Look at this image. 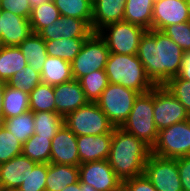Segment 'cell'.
<instances>
[{
  "mask_svg": "<svg viewBox=\"0 0 190 191\" xmlns=\"http://www.w3.org/2000/svg\"><path fill=\"white\" fill-rule=\"evenodd\" d=\"M122 186L127 191H157L144 174L122 181Z\"/></svg>",
  "mask_w": 190,
  "mask_h": 191,
  "instance_id": "60d3db41",
  "label": "cell"
},
{
  "mask_svg": "<svg viewBox=\"0 0 190 191\" xmlns=\"http://www.w3.org/2000/svg\"><path fill=\"white\" fill-rule=\"evenodd\" d=\"M60 16V12L56 8L53 0H49L43 3L41 6L33 8L29 18L32 32L39 33L49 24L56 22Z\"/></svg>",
  "mask_w": 190,
  "mask_h": 191,
  "instance_id": "1f68e13d",
  "label": "cell"
},
{
  "mask_svg": "<svg viewBox=\"0 0 190 191\" xmlns=\"http://www.w3.org/2000/svg\"><path fill=\"white\" fill-rule=\"evenodd\" d=\"M73 79L70 62L58 57L47 56L41 71L42 83L56 86Z\"/></svg>",
  "mask_w": 190,
  "mask_h": 191,
  "instance_id": "7402d4cb",
  "label": "cell"
},
{
  "mask_svg": "<svg viewBox=\"0 0 190 191\" xmlns=\"http://www.w3.org/2000/svg\"><path fill=\"white\" fill-rule=\"evenodd\" d=\"M152 154L163 158H179L190 155V124L188 120L175 123L158 131Z\"/></svg>",
  "mask_w": 190,
  "mask_h": 191,
  "instance_id": "ba28073f",
  "label": "cell"
},
{
  "mask_svg": "<svg viewBox=\"0 0 190 191\" xmlns=\"http://www.w3.org/2000/svg\"><path fill=\"white\" fill-rule=\"evenodd\" d=\"M89 102H96L103 90L109 85L105 70H96L78 80Z\"/></svg>",
  "mask_w": 190,
  "mask_h": 191,
  "instance_id": "836d02e7",
  "label": "cell"
},
{
  "mask_svg": "<svg viewBox=\"0 0 190 191\" xmlns=\"http://www.w3.org/2000/svg\"><path fill=\"white\" fill-rule=\"evenodd\" d=\"M116 191H127L123 186H121L118 190Z\"/></svg>",
  "mask_w": 190,
  "mask_h": 191,
  "instance_id": "816d5d0a",
  "label": "cell"
},
{
  "mask_svg": "<svg viewBox=\"0 0 190 191\" xmlns=\"http://www.w3.org/2000/svg\"><path fill=\"white\" fill-rule=\"evenodd\" d=\"M29 107L32 112H55V96L52 85L40 83L29 93Z\"/></svg>",
  "mask_w": 190,
  "mask_h": 191,
  "instance_id": "4dcf8cb0",
  "label": "cell"
},
{
  "mask_svg": "<svg viewBox=\"0 0 190 191\" xmlns=\"http://www.w3.org/2000/svg\"><path fill=\"white\" fill-rule=\"evenodd\" d=\"M93 33L92 28L81 19L60 16V18L43 28L38 34L44 41L88 38Z\"/></svg>",
  "mask_w": 190,
  "mask_h": 191,
  "instance_id": "9a60e30c",
  "label": "cell"
},
{
  "mask_svg": "<svg viewBox=\"0 0 190 191\" xmlns=\"http://www.w3.org/2000/svg\"><path fill=\"white\" fill-rule=\"evenodd\" d=\"M21 142L2 124L0 125V164L22 154Z\"/></svg>",
  "mask_w": 190,
  "mask_h": 191,
  "instance_id": "d590c367",
  "label": "cell"
},
{
  "mask_svg": "<svg viewBox=\"0 0 190 191\" xmlns=\"http://www.w3.org/2000/svg\"><path fill=\"white\" fill-rule=\"evenodd\" d=\"M63 124L64 117L55 112H34V133L38 136L53 139Z\"/></svg>",
  "mask_w": 190,
  "mask_h": 191,
  "instance_id": "d6a6232c",
  "label": "cell"
},
{
  "mask_svg": "<svg viewBox=\"0 0 190 191\" xmlns=\"http://www.w3.org/2000/svg\"><path fill=\"white\" fill-rule=\"evenodd\" d=\"M152 0H126L123 21L152 29Z\"/></svg>",
  "mask_w": 190,
  "mask_h": 191,
  "instance_id": "cb8c5ba5",
  "label": "cell"
},
{
  "mask_svg": "<svg viewBox=\"0 0 190 191\" xmlns=\"http://www.w3.org/2000/svg\"><path fill=\"white\" fill-rule=\"evenodd\" d=\"M18 47L27 65L41 73L48 56L45 41L41 36L38 33H31Z\"/></svg>",
  "mask_w": 190,
  "mask_h": 191,
  "instance_id": "603a6c76",
  "label": "cell"
},
{
  "mask_svg": "<svg viewBox=\"0 0 190 191\" xmlns=\"http://www.w3.org/2000/svg\"><path fill=\"white\" fill-rule=\"evenodd\" d=\"M2 125L24 144L34 134V112L3 119Z\"/></svg>",
  "mask_w": 190,
  "mask_h": 191,
  "instance_id": "f1b7e54d",
  "label": "cell"
},
{
  "mask_svg": "<svg viewBox=\"0 0 190 191\" xmlns=\"http://www.w3.org/2000/svg\"><path fill=\"white\" fill-rule=\"evenodd\" d=\"M144 175L157 191H183L177 158H163L151 153L145 164Z\"/></svg>",
  "mask_w": 190,
  "mask_h": 191,
  "instance_id": "30bf717a",
  "label": "cell"
},
{
  "mask_svg": "<svg viewBox=\"0 0 190 191\" xmlns=\"http://www.w3.org/2000/svg\"><path fill=\"white\" fill-rule=\"evenodd\" d=\"M79 182V167L49 163L45 191H61L68 185Z\"/></svg>",
  "mask_w": 190,
  "mask_h": 191,
  "instance_id": "44dd1931",
  "label": "cell"
},
{
  "mask_svg": "<svg viewBox=\"0 0 190 191\" xmlns=\"http://www.w3.org/2000/svg\"><path fill=\"white\" fill-rule=\"evenodd\" d=\"M163 86L180 101L190 114V81L176 76L169 79Z\"/></svg>",
  "mask_w": 190,
  "mask_h": 191,
  "instance_id": "8d00e7d4",
  "label": "cell"
},
{
  "mask_svg": "<svg viewBox=\"0 0 190 191\" xmlns=\"http://www.w3.org/2000/svg\"><path fill=\"white\" fill-rule=\"evenodd\" d=\"M61 16L84 20L91 27L93 5L88 0H53Z\"/></svg>",
  "mask_w": 190,
  "mask_h": 191,
  "instance_id": "f546056e",
  "label": "cell"
},
{
  "mask_svg": "<svg viewBox=\"0 0 190 191\" xmlns=\"http://www.w3.org/2000/svg\"><path fill=\"white\" fill-rule=\"evenodd\" d=\"M2 46H19L32 32L29 19L2 10Z\"/></svg>",
  "mask_w": 190,
  "mask_h": 191,
  "instance_id": "ffe728a7",
  "label": "cell"
},
{
  "mask_svg": "<svg viewBox=\"0 0 190 191\" xmlns=\"http://www.w3.org/2000/svg\"><path fill=\"white\" fill-rule=\"evenodd\" d=\"M30 111L29 94L6 84L3 92L4 119L15 117Z\"/></svg>",
  "mask_w": 190,
  "mask_h": 191,
  "instance_id": "484cf974",
  "label": "cell"
},
{
  "mask_svg": "<svg viewBox=\"0 0 190 191\" xmlns=\"http://www.w3.org/2000/svg\"><path fill=\"white\" fill-rule=\"evenodd\" d=\"M47 163H37L21 186L22 191H45Z\"/></svg>",
  "mask_w": 190,
  "mask_h": 191,
  "instance_id": "74e56055",
  "label": "cell"
},
{
  "mask_svg": "<svg viewBox=\"0 0 190 191\" xmlns=\"http://www.w3.org/2000/svg\"><path fill=\"white\" fill-rule=\"evenodd\" d=\"M55 96V113L65 117L67 114L86 105L89 101L78 80L53 86Z\"/></svg>",
  "mask_w": 190,
  "mask_h": 191,
  "instance_id": "2e32d148",
  "label": "cell"
},
{
  "mask_svg": "<svg viewBox=\"0 0 190 191\" xmlns=\"http://www.w3.org/2000/svg\"><path fill=\"white\" fill-rule=\"evenodd\" d=\"M36 164L23 154L0 164V187L19 188Z\"/></svg>",
  "mask_w": 190,
  "mask_h": 191,
  "instance_id": "ac0fdd59",
  "label": "cell"
},
{
  "mask_svg": "<svg viewBox=\"0 0 190 191\" xmlns=\"http://www.w3.org/2000/svg\"><path fill=\"white\" fill-rule=\"evenodd\" d=\"M105 72L109 83L120 84L140 94L149 92L156 86L147 76L137 55L109 53Z\"/></svg>",
  "mask_w": 190,
  "mask_h": 191,
  "instance_id": "3957f363",
  "label": "cell"
},
{
  "mask_svg": "<svg viewBox=\"0 0 190 191\" xmlns=\"http://www.w3.org/2000/svg\"><path fill=\"white\" fill-rule=\"evenodd\" d=\"M184 51L160 30H147L140 40L137 56L147 76L156 86H163L178 76Z\"/></svg>",
  "mask_w": 190,
  "mask_h": 191,
  "instance_id": "6da1fadb",
  "label": "cell"
},
{
  "mask_svg": "<svg viewBox=\"0 0 190 191\" xmlns=\"http://www.w3.org/2000/svg\"><path fill=\"white\" fill-rule=\"evenodd\" d=\"M50 163L80 165L77 136L64 124L51 141Z\"/></svg>",
  "mask_w": 190,
  "mask_h": 191,
  "instance_id": "5bb4252c",
  "label": "cell"
},
{
  "mask_svg": "<svg viewBox=\"0 0 190 191\" xmlns=\"http://www.w3.org/2000/svg\"><path fill=\"white\" fill-rule=\"evenodd\" d=\"M139 94L120 84L109 83L96 103L114 127H121L128 118Z\"/></svg>",
  "mask_w": 190,
  "mask_h": 191,
  "instance_id": "52a82bcc",
  "label": "cell"
},
{
  "mask_svg": "<svg viewBox=\"0 0 190 191\" xmlns=\"http://www.w3.org/2000/svg\"><path fill=\"white\" fill-rule=\"evenodd\" d=\"M178 77L190 81V51L183 53L181 69Z\"/></svg>",
  "mask_w": 190,
  "mask_h": 191,
  "instance_id": "7bdbcfd3",
  "label": "cell"
},
{
  "mask_svg": "<svg viewBox=\"0 0 190 191\" xmlns=\"http://www.w3.org/2000/svg\"><path fill=\"white\" fill-rule=\"evenodd\" d=\"M0 9L27 19L32 11L29 0H0Z\"/></svg>",
  "mask_w": 190,
  "mask_h": 191,
  "instance_id": "ab89813d",
  "label": "cell"
},
{
  "mask_svg": "<svg viewBox=\"0 0 190 191\" xmlns=\"http://www.w3.org/2000/svg\"><path fill=\"white\" fill-rule=\"evenodd\" d=\"M109 53L105 41L98 33H92L71 62L73 78L79 80L96 70H105Z\"/></svg>",
  "mask_w": 190,
  "mask_h": 191,
  "instance_id": "9c48e42d",
  "label": "cell"
},
{
  "mask_svg": "<svg viewBox=\"0 0 190 191\" xmlns=\"http://www.w3.org/2000/svg\"><path fill=\"white\" fill-rule=\"evenodd\" d=\"M0 191H8V189H6L4 187H0Z\"/></svg>",
  "mask_w": 190,
  "mask_h": 191,
  "instance_id": "f5cc1de1",
  "label": "cell"
},
{
  "mask_svg": "<svg viewBox=\"0 0 190 191\" xmlns=\"http://www.w3.org/2000/svg\"><path fill=\"white\" fill-rule=\"evenodd\" d=\"M8 191H22L21 188H12V189H8Z\"/></svg>",
  "mask_w": 190,
  "mask_h": 191,
  "instance_id": "f907efd6",
  "label": "cell"
},
{
  "mask_svg": "<svg viewBox=\"0 0 190 191\" xmlns=\"http://www.w3.org/2000/svg\"><path fill=\"white\" fill-rule=\"evenodd\" d=\"M186 4H187L188 12L190 15V0H186Z\"/></svg>",
  "mask_w": 190,
  "mask_h": 191,
  "instance_id": "681fc988",
  "label": "cell"
},
{
  "mask_svg": "<svg viewBox=\"0 0 190 191\" xmlns=\"http://www.w3.org/2000/svg\"><path fill=\"white\" fill-rule=\"evenodd\" d=\"M113 132L100 135L77 136L80 164L107 160Z\"/></svg>",
  "mask_w": 190,
  "mask_h": 191,
  "instance_id": "e0dca14e",
  "label": "cell"
},
{
  "mask_svg": "<svg viewBox=\"0 0 190 191\" xmlns=\"http://www.w3.org/2000/svg\"><path fill=\"white\" fill-rule=\"evenodd\" d=\"M61 191H83V189H81V182L79 181L77 183L66 186Z\"/></svg>",
  "mask_w": 190,
  "mask_h": 191,
  "instance_id": "f6af8a7d",
  "label": "cell"
},
{
  "mask_svg": "<svg viewBox=\"0 0 190 191\" xmlns=\"http://www.w3.org/2000/svg\"><path fill=\"white\" fill-rule=\"evenodd\" d=\"M40 83H42L41 73L35 71L29 65L20 72L15 73L7 82L8 85L23 90L28 94Z\"/></svg>",
  "mask_w": 190,
  "mask_h": 191,
  "instance_id": "e575fe53",
  "label": "cell"
},
{
  "mask_svg": "<svg viewBox=\"0 0 190 191\" xmlns=\"http://www.w3.org/2000/svg\"><path fill=\"white\" fill-rule=\"evenodd\" d=\"M87 38H69L45 41L47 55L72 62L79 54Z\"/></svg>",
  "mask_w": 190,
  "mask_h": 191,
  "instance_id": "4316f807",
  "label": "cell"
},
{
  "mask_svg": "<svg viewBox=\"0 0 190 191\" xmlns=\"http://www.w3.org/2000/svg\"><path fill=\"white\" fill-rule=\"evenodd\" d=\"M78 167L79 181L90 184L97 191H116L122 186V180L107 160L87 162Z\"/></svg>",
  "mask_w": 190,
  "mask_h": 191,
  "instance_id": "7c38bea8",
  "label": "cell"
},
{
  "mask_svg": "<svg viewBox=\"0 0 190 191\" xmlns=\"http://www.w3.org/2000/svg\"><path fill=\"white\" fill-rule=\"evenodd\" d=\"M153 115L158 131L175 123L188 120L190 114L164 86L154 87Z\"/></svg>",
  "mask_w": 190,
  "mask_h": 191,
  "instance_id": "8fae6325",
  "label": "cell"
},
{
  "mask_svg": "<svg viewBox=\"0 0 190 191\" xmlns=\"http://www.w3.org/2000/svg\"><path fill=\"white\" fill-rule=\"evenodd\" d=\"M184 52L190 51V21L168 25L163 30Z\"/></svg>",
  "mask_w": 190,
  "mask_h": 191,
  "instance_id": "f35d334b",
  "label": "cell"
},
{
  "mask_svg": "<svg viewBox=\"0 0 190 191\" xmlns=\"http://www.w3.org/2000/svg\"><path fill=\"white\" fill-rule=\"evenodd\" d=\"M146 31L139 25L120 21L103 27L97 33L110 53L137 55L140 40Z\"/></svg>",
  "mask_w": 190,
  "mask_h": 191,
  "instance_id": "8992f818",
  "label": "cell"
},
{
  "mask_svg": "<svg viewBox=\"0 0 190 191\" xmlns=\"http://www.w3.org/2000/svg\"><path fill=\"white\" fill-rule=\"evenodd\" d=\"M189 21L186 0H160L154 3L152 29L162 31L168 25Z\"/></svg>",
  "mask_w": 190,
  "mask_h": 191,
  "instance_id": "4fadbf2b",
  "label": "cell"
},
{
  "mask_svg": "<svg viewBox=\"0 0 190 191\" xmlns=\"http://www.w3.org/2000/svg\"><path fill=\"white\" fill-rule=\"evenodd\" d=\"M88 1L93 5L94 0H88Z\"/></svg>",
  "mask_w": 190,
  "mask_h": 191,
  "instance_id": "db71d44e",
  "label": "cell"
},
{
  "mask_svg": "<svg viewBox=\"0 0 190 191\" xmlns=\"http://www.w3.org/2000/svg\"><path fill=\"white\" fill-rule=\"evenodd\" d=\"M6 82L0 81V125L3 122L4 114H3V92L6 87Z\"/></svg>",
  "mask_w": 190,
  "mask_h": 191,
  "instance_id": "ee69618b",
  "label": "cell"
},
{
  "mask_svg": "<svg viewBox=\"0 0 190 191\" xmlns=\"http://www.w3.org/2000/svg\"><path fill=\"white\" fill-rule=\"evenodd\" d=\"M51 137L33 134L22 146V154L36 163H50Z\"/></svg>",
  "mask_w": 190,
  "mask_h": 191,
  "instance_id": "83f0119b",
  "label": "cell"
},
{
  "mask_svg": "<svg viewBox=\"0 0 190 191\" xmlns=\"http://www.w3.org/2000/svg\"><path fill=\"white\" fill-rule=\"evenodd\" d=\"M153 108L154 88L149 92L138 95L128 118L121 126L123 130L142 140L151 149L156 143L158 136Z\"/></svg>",
  "mask_w": 190,
  "mask_h": 191,
  "instance_id": "277c9868",
  "label": "cell"
},
{
  "mask_svg": "<svg viewBox=\"0 0 190 191\" xmlns=\"http://www.w3.org/2000/svg\"><path fill=\"white\" fill-rule=\"evenodd\" d=\"M64 125L76 136L107 134L115 128L96 102H88L67 114Z\"/></svg>",
  "mask_w": 190,
  "mask_h": 191,
  "instance_id": "5b68a950",
  "label": "cell"
},
{
  "mask_svg": "<svg viewBox=\"0 0 190 191\" xmlns=\"http://www.w3.org/2000/svg\"><path fill=\"white\" fill-rule=\"evenodd\" d=\"M81 189H83V191H97L90 184H84V183H81Z\"/></svg>",
  "mask_w": 190,
  "mask_h": 191,
  "instance_id": "7dc6e473",
  "label": "cell"
},
{
  "mask_svg": "<svg viewBox=\"0 0 190 191\" xmlns=\"http://www.w3.org/2000/svg\"><path fill=\"white\" fill-rule=\"evenodd\" d=\"M151 153V148L142 140L121 127H115L107 161L115 174L124 181L144 174Z\"/></svg>",
  "mask_w": 190,
  "mask_h": 191,
  "instance_id": "7a4b0ae2",
  "label": "cell"
},
{
  "mask_svg": "<svg viewBox=\"0 0 190 191\" xmlns=\"http://www.w3.org/2000/svg\"><path fill=\"white\" fill-rule=\"evenodd\" d=\"M126 0H94L91 28L97 33L103 27L123 21Z\"/></svg>",
  "mask_w": 190,
  "mask_h": 191,
  "instance_id": "d6986e66",
  "label": "cell"
},
{
  "mask_svg": "<svg viewBox=\"0 0 190 191\" xmlns=\"http://www.w3.org/2000/svg\"><path fill=\"white\" fill-rule=\"evenodd\" d=\"M177 166L183 191H190V155L177 158Z\"/></svg>",
  "mask_w": 190,
  "mask_h": 191,
  "instance_id": "b9f144b4",
  "label": "cell"
},
{
  "mask_svg": "<svg viewBox=\"0 0 190 191\" xmlns=\"http://www.w3.org/2000/svg\"><path fill=\"white\" fill-rule=\"evenodd\" d=\"M26 66V59L18 46L0 45V81L7 83L15 73Z\"/></svg>",
  "mask_w": 190,
  "mask_h": 191,
  "instance_id": "d4e9b609",
  "label": "cell"
},
{
  "mask_svg": "<svg viewBox=\"0 0 190 191\" xmlns=\"http://www.w3.org/2000/svg\"><path fill=\"white\" fill-rule=\"evenodd\" d=\"M2 10L0 9V45H2V18H1Z\"/></svg>",
  "mask_w": 190,
  "mask_h": 191,
  "instance_id": "c3c4849f",
  "label": "cell"
},
{
  "mask_svg": "<svg viewBox=\"0 0 190 191\" xmlns=\"http://www.w3.org/2000/svg\"><path fill=\"white\" fill-rule=\"evenodd\" d=\"M47 1L49 0H29L32 9L41 6L43 3Z\"/></svg>",
  "mask_w": 190,
  "mask_h": 191,
  "instance_id": "bcb514c9",
  "label": "cell"
}]
</instances>
